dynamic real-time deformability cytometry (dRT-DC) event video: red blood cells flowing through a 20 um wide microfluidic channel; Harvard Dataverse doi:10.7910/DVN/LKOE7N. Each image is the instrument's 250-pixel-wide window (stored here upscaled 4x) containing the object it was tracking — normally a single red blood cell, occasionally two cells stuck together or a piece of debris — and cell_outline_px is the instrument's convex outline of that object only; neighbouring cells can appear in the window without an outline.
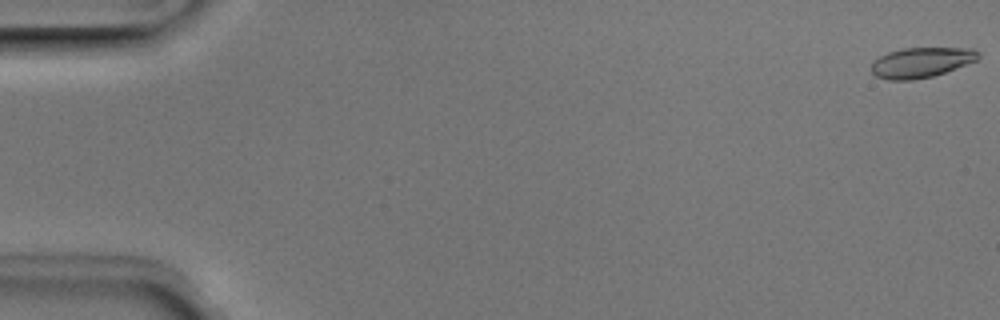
{"species": "Egyptian fruit bat (a non-hibernating species)", "species_latin": "Rousettus aegyptiacus", "temperature_condition": "room temperature", "stored_images_in_passage": 6, "camera_frame_rate_fps": 3000, "um_per_image_px": 0.085, "animal": {"sex": "male"}, "frame": {"image": 1, "passage_image": 1, "time_ms": 0.0, "image_size_px": [1000, 320], "cell_outline_px": [[980, 56], [976, 60], [944, 72], [932, 76], [912, 80], [888, 80], [876, 76], [872, 72], [872, 60], [888, 52], [904, 48], [976, 48], [980, 52]], "centroid_in_image_um": [78.29, 5.3], "position_along_channel_um": 6.7, "area_um2": 18.73}}
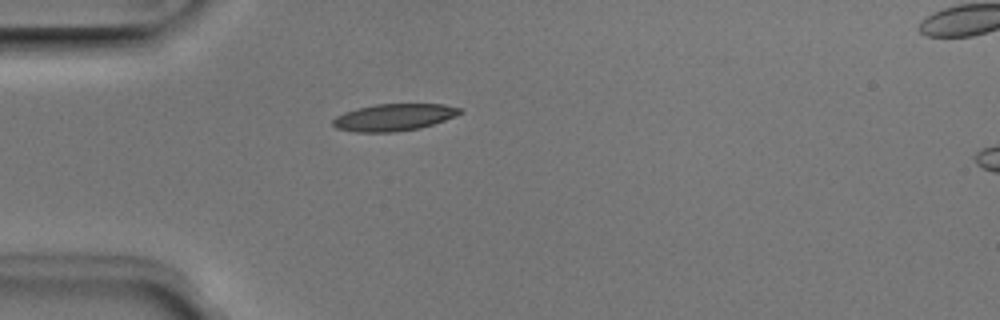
{"frame": {"image": 2, "passage_image": 5, "time_ms": 1.333, "image_size_px": [1000, 320], "cell_outline_px": [[464, 112], [444, 120], [420, 128], [396, 132], [356, 132], [336, 128], [332, 124], [332, 120], [336, 116], [344, 112], [356, 108], [376, 104], [444, 104], [460, 108]], "centroid_in_image_um": [33.46, 9.97], "position_along_channel_um": 51.5, "area_um2": 20.0}}